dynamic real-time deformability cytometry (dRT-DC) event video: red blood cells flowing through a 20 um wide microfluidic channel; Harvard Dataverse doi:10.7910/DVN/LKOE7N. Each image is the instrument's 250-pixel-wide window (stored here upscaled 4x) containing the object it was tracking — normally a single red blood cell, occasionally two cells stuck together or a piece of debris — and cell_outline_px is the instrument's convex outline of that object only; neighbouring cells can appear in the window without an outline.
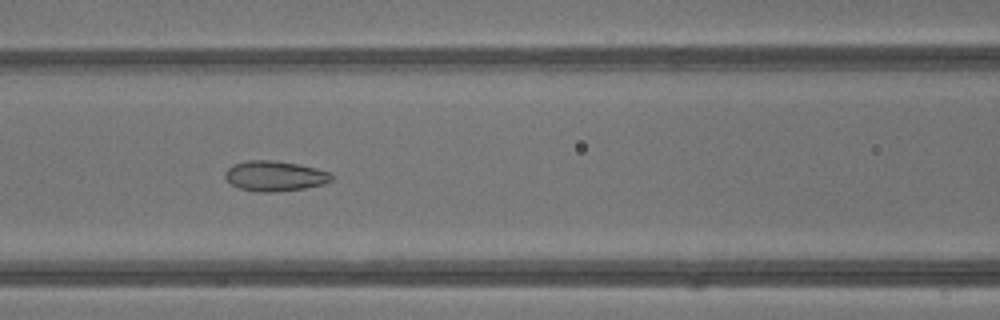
{"species": "common noctule bat (a hibernating species)", "species_latin": "Nyctalus noctula", "temperature_condition": "warm", "stored_images_in_passage": 43, "camera_frame_rate_fps": 3000, "um_per_image_px": 0.085, "animal": {"sex": "male", "body_mass_g": 13.3}, "frame": {"image": 1, "passage_image": 19, "time_ms": 6.0, "image_size_px": [1000, 320], "cell_outline_px": [[332, 180], [324, 184], [304, 188], [272, 192], [256, 192], [240, 188], [232, 184], [224, 176], [224, 172], [232, 164], [248, 160], [272, 160], [300, 164], [316, 168], [328, 172], [332, 176]], "centroid_in_image_um": [23.34, 14.95], "position_along_channel_um": 143.3, "area_um2": 18.73}}
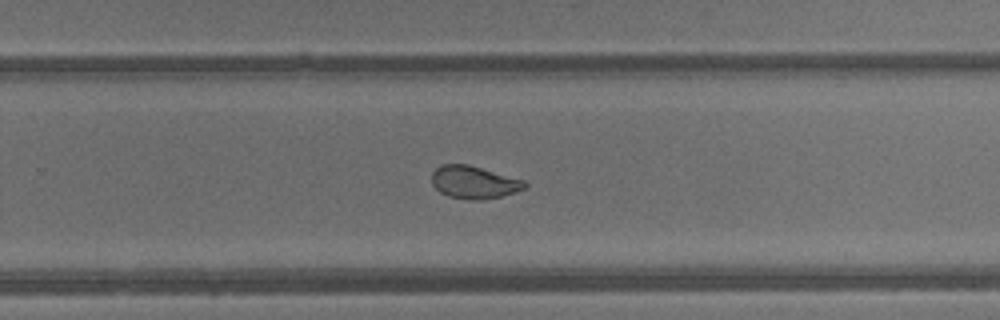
{"frame": {"image": 2, "passage_image": 28, "time_ms": 9.0, "image_size_px": [1000, 320], "cell_outline_px": [[528, 184], [524, 188], [516, 192], [500, 196], [480, 200], [472, 200], [448, 196], [440, 192], [432, 184], [432, 172], [436, 168], [444, 164], [468, 164], [524, 180]], "centroid_in_image_um": [40.28, 15.49], "position_along_channel_um": 289.5, "area_um2": 17.57}}
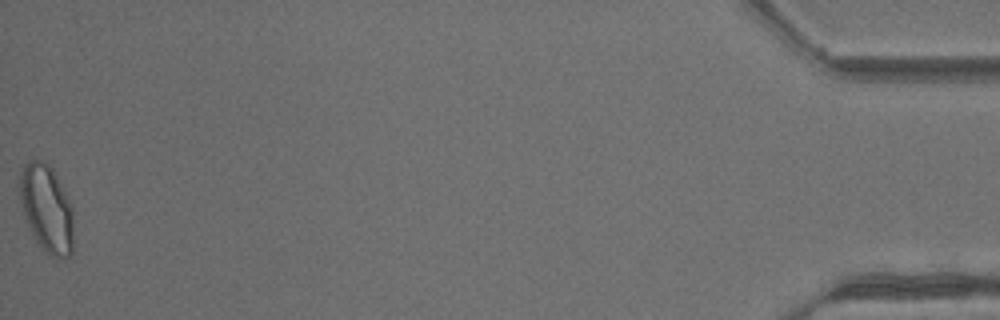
{"frame": {"image": 3, "passage_image": 43, "time_ms": 14.0, "image_size_px": [1000, 320], "cell_outline_px": [[72, 252], [68, 256], [60, 260], [52, 256], [32, 236], [24, 216], [20, 200], [20, 172], [24, 164], [28, 160], [40, 160], [48, 164], [52, 168], [64, 188], [72, 204]], "centroid_in_image_um": [3.96, 17.7], "position_along_channel_um": 431.2, "area_um2": 27.46}, "authors_computed_cell_mechanics": {"area_um2": 20.808, "velocity_mm_per_s": 4.8981, "shape_relaxation_time_tau1_ms": 6.457, "shape_relaxation_time_tau2_ms": 1.0631, "deformation_change_tau1": 0.1658, "deformation_change_tau2": 0.0673}}